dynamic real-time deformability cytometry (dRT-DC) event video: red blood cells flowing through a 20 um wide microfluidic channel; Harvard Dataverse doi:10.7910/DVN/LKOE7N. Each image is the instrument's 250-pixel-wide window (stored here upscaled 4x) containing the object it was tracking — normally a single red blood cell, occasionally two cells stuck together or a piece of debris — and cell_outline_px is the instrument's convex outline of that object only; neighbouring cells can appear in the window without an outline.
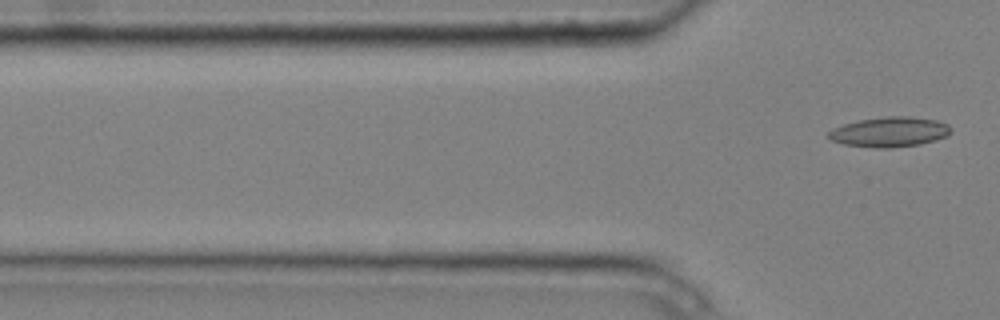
{"species": "common noctule bat (a hibernating species)", "species_latin": "Nyctalus noctula", "temperature_condition": "cold", "stored_images_in_passage": 7, "segment_of_instrument_passage": [2, 2], "camera_frame_rate_fps": 3000, "um_per_image_px": 0.085, "animal": {"sex": "male", "body_mass_g": 20.4}, "frame": {"image": 1, "passage_image": 7, "time_ms": 2.0, "image_size_px": [1000, 320], "cell_outline_px": [[952, 132], [948, 136], [936, 140], [920, 144], [888, 148], [872, 148], [844, 144], [832, 140], [824, 136], [832, 128], [844, 124], [860, 120], [884, 116], [912, 116], [936, 120], [948, 124], [952, 128]], "centroid_in_image_um": [75.62, 11.21], "position_along_channel_um": 50.2, "area_um2": 21.68}}